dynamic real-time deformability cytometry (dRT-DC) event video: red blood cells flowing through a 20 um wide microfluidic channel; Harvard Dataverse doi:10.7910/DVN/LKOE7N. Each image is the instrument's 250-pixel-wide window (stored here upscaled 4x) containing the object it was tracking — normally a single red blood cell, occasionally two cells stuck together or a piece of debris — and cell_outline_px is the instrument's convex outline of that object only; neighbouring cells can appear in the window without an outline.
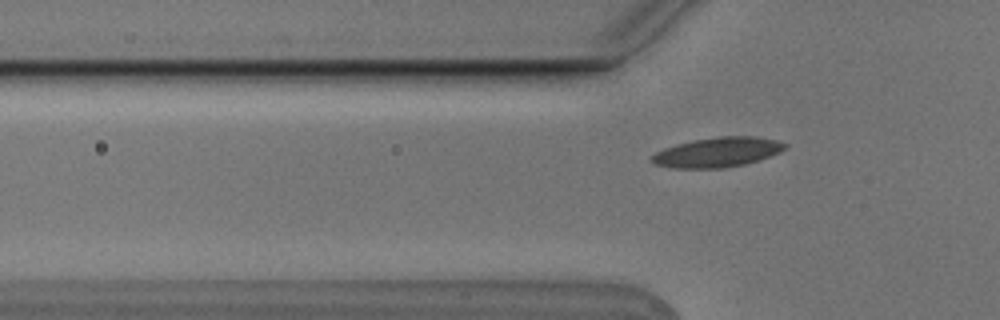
{"species": "Egyptian fruit bat (a non-hibernating species)", "species_latin": "Rousettus aegyptiacus", "temperature_condition": "cold", "stored_images_in_passage": 4, "camera_frame_rate_fps": 3000, "um_per_image_px": 0.085, "animal": {"sex": "male"}, "frame": {"image": 1, "passage_image": 4, "time_ms": 1.0, "image_size_px": [1000, 320], "cell_outline_px": [[788, 144], [780, 152], [744, 164], [724, 168], [672, 168], [656, 164], [648, 160], [648, 156], [664, 148], [676, 144], [692, 140], [720, 136], [756, 136], [776, 140]], "centroid_in_image_um": [60.92, 12.93], "position_along_channel_um": 64.9, "area_um2": 23.12}}